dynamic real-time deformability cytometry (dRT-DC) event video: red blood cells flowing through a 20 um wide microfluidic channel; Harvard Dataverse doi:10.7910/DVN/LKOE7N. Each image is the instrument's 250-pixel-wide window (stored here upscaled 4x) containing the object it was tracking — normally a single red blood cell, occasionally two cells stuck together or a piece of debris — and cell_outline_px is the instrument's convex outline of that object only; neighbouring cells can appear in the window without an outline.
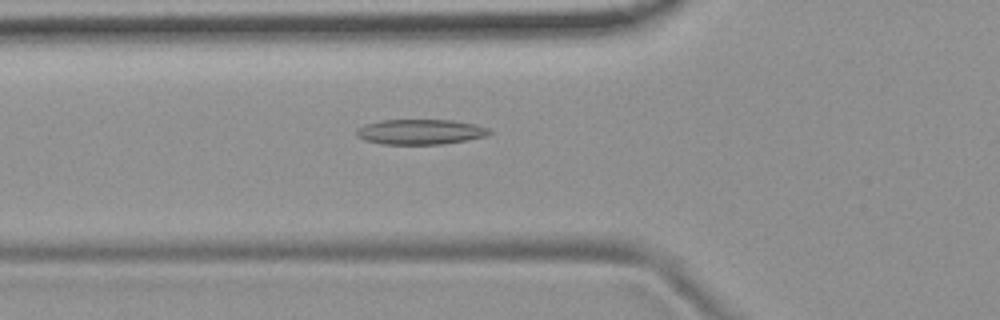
{"species": "common noctule bat (a hibernating species)", "species_latin": "Nyctalus noctula", "temperature_condition": "room temperature", "stored_images_in_passage": 45, "camera_frame_rate_fps": 3000, "um_per_image_px": 0.085, "animal": {"sex": "female", "body_mass_g": 19.9}, "frame": {"image": 1, "passage_image": 11, "time_ms": 3.333, "image_size_px": [1000, 320], "cell_outline_px": [[492, 132], [488, 136], [468, 140], [440, 144], [384, 144], [364, 140], [356, 136], [356, 132], [360, 128], [368, 124], [380, 120], [452, 120], [476, 124], [488, 128]], "centroid_in_image_um": [35.78, 11.21], "position_along_channel_um": 90.0, "area_um2": 19.42}}
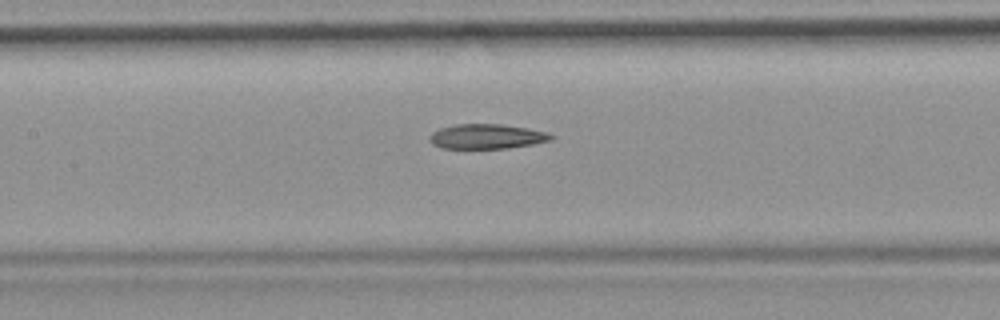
{"frame": {"image": 2, "passage_image": 17, "time_ms": 5.333, "image_size_px": [1000, 320], "cell_outline_px": [[552, 140], [532, 144], [508, 148], [440, 148], [432, 144], [428, 140], [428, 136], [432, 132], [440, 128], [456, 124], [500, 124], [528, 128], [548, 132], [552, 136]], "centroid_in_image_um": [41.33, 11.6], "position_along_channel_um": 166.1, "area_um2": 17.57}}
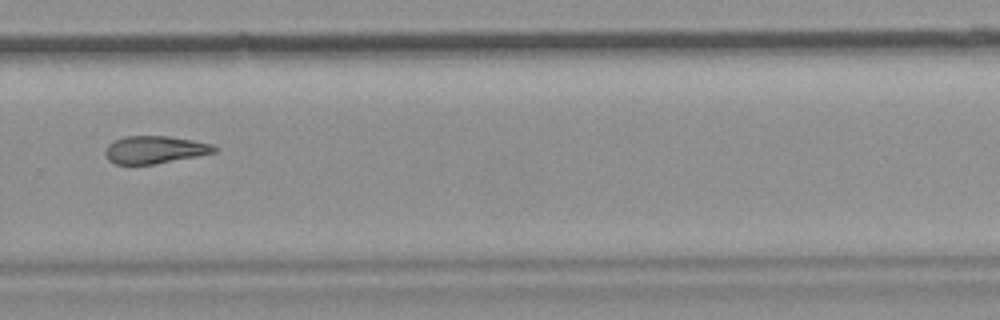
{"frame": {"image": 3, "passage_image": 29, "time_ms": 9.333, "image_size_px": [1000, 320], "cell_outline_px": [[220, 148], [216, 152], [156, 164], [116, 164], [108, 160], [104, 152], [108, 144], [124, 136], [168, 136], [192, 140], [212, 144]], "centroid_in_image_um": [13.16, 12.72], "position_along_channel_um": 316.6, "area_um2": 17.51}, "authors_computed_cell_mechanics": {"area_um2": 18.1492, "velocity_mm_per_s": 3.7786, "shape_relaxation_time_tau1_ms": null, "shape_relaxation_time_tau2_ms": 8.0668, "deformation_change_tau1": null, "deformation_change_tau2": 0.1796}}